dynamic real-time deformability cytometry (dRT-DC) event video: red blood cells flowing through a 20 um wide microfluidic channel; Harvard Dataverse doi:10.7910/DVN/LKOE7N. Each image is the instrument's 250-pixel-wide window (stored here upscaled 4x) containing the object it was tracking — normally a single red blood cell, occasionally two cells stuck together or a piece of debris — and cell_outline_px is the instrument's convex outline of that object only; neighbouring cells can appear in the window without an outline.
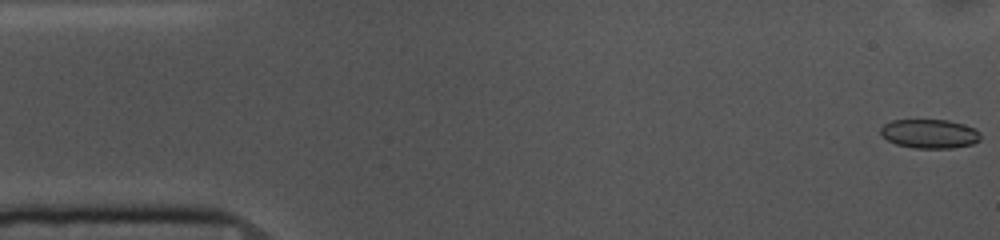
{"species": "common noctule bat (a hibernating species)", "species_latin": "Nyctalus noctula", "temperature_condition": "cold", "stored_images_in_passage": 53, "camera_frame_rate_fps": 3000, "um_per_image_px": 0.085, "animal": {"sex": "female", "body_mass_g": 10.0, "forearm_length_mm": 53.1}, "frame": {"image": 1, "passage_image": 1, "time_ms": 0.0, "image_size_px": [1000, 240], "cell_outline_px": [[980, 140], [972, 144], [952, 148], [912, 148], [896, 144], [880, 136], [880, 128], [884, 124], [892, 120], [948, 120], [964, 124], [976, 128], [980, 132]], "centroid_in_image_um": [79.01, 11.37], "position_along_channel_um": 6.0, "area_um2": 17.11}}
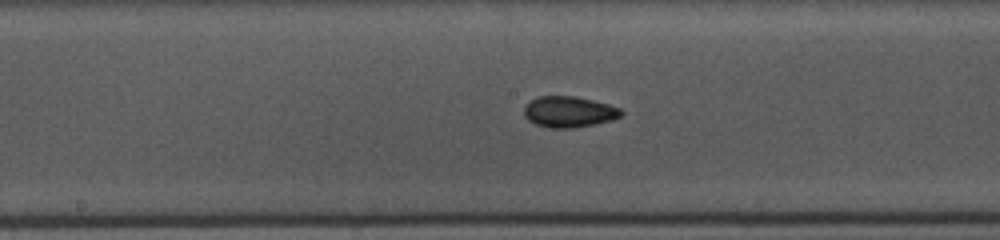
{"frame": {"image": 2, "passage_image": 26, "time_ms": 8.333, "image_size_px": [1000, 240], "cell_outline_px": [[624, 112], [620, 116], [612, 120], [572, 128], [548, 128], [536, 124], [528, 120], [524, 116], [524, 108], [532, 100], [540, 96], [576, 96], [608, 104], [620, 108]], "centroid_in_image_um": [48.36, 9.51], "position_along_channel_um": 199.8, "area_um2": 17.4}}
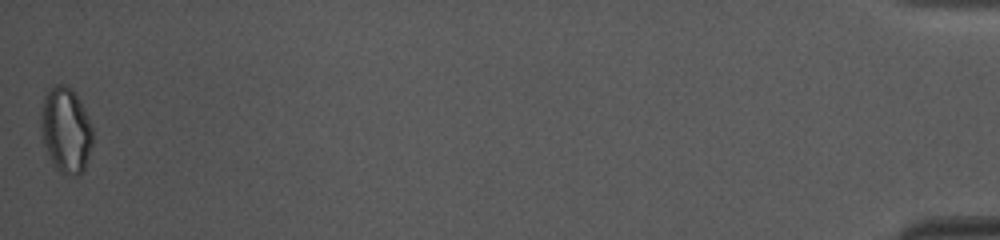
{"frame": {"image": 3, "passage_image": 53, "time_ms": 17.333, "image_size_px": [1000, 240], "cell_outline_px": [[92, 144], [84, 168], [80, 176], [68, 176], [60, 172], [52, 164], [44, 144], [40, 124], [40, 116], [44, 96], [56, 84], [64, 84], [72, 88], [76, 92], [92, 128]], "centroid_in_image_um": [5.59, 11.07], "position_along_channel_um": 429.6, "area_um2": 25.78}, "authors_computed_cell_mechanics": {"area_um2": 17.3978, "velocity_mm_per_s": 3.7007, "shape_relaxation_time_tau1_ms": 7.9416, "shape_relaxation_time_tau2_ms": 3.7769, "deformation_change_tau1": 0.1016, "deformation_change_tau2": 0.0479}}